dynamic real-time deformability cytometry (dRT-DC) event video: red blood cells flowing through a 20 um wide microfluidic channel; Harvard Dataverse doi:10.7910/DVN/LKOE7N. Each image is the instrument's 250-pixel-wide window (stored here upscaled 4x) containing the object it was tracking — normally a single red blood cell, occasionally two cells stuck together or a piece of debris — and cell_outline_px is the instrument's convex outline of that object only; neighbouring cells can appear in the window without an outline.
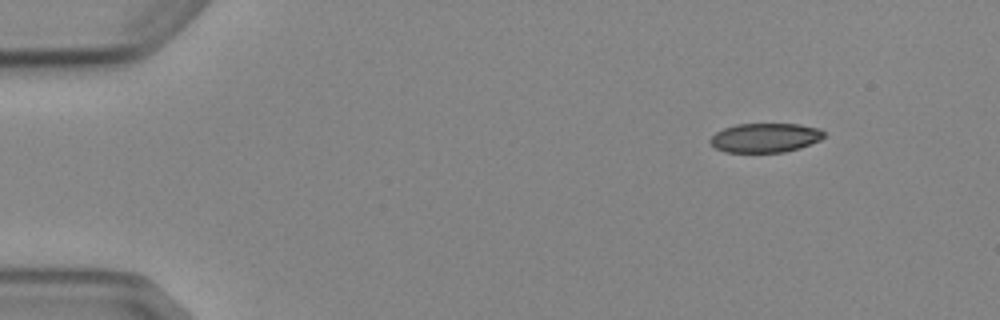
{"species": "Egyptian fruit bat (a non-hibernating species)", "species_latin": "Rousettus aegyptiacus", "temperature_condition": "cold", "stored_images_in_passage": 4, "camera_frame_rate_fps": 3000, "um_per_image_px": 0.085, "animal": {"sex": "female"}, "frame": {"image": 1, "passage_image": 1, "time_ms": 0.0, "image_size_px": [1000, 320], "cell_outline_px": [[824, 136], [820, 140], [800, 148], [784, 152], [724, 152], [716, 148], [708, 140], [716, 132], [724, 128], [736, 124], [800, 124], [820, 128], [824, 132]], "centroid_in_image_um": [65.05, 11.7], "position_along_channel_um": 20.0, "area_um2": 19.42}}
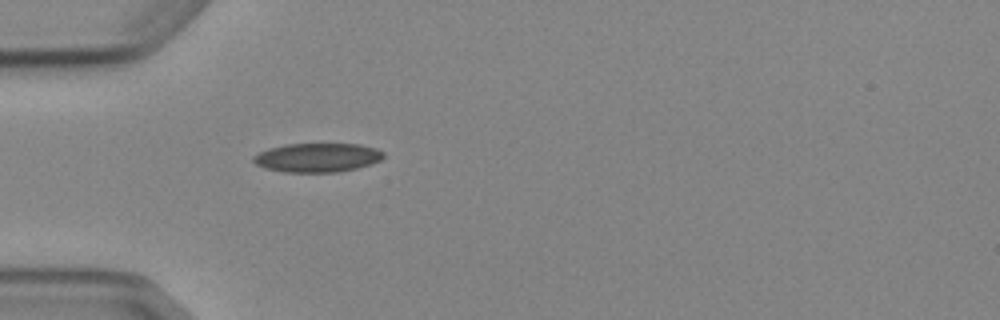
{"frame": {"image": 2, "passage_image": 4, "time_ms": 3.333, "image_size_px": [1000, 320], "cell_outline_px": [[384, 156], [380, 160], [372, 164], [356, 168], [336, 172], [284, 172], [264, 168], [256, 164], [252, 160], [252, 156], [268, 148], [284, 144], [360, 144], [376, 148], [384, 152]], "centroid_in_image_um": [26.96, 13.39], "position_along_channel_um": 58.0, "area_um2": 22.08}}